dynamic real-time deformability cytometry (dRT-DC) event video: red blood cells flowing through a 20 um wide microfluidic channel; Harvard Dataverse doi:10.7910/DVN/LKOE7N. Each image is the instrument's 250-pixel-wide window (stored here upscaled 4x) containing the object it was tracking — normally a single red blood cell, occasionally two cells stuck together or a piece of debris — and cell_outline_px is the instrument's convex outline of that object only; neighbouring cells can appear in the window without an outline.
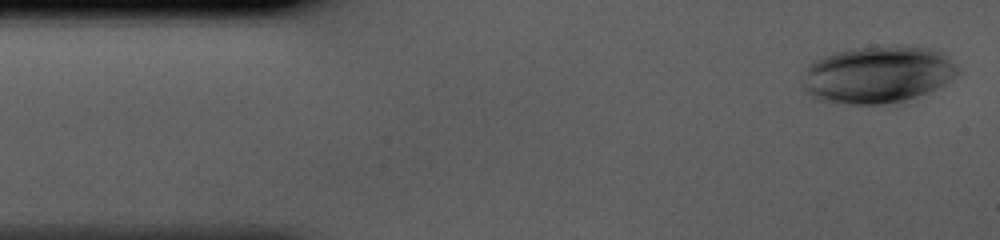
{"species": "human", "species_latin": "Homo sapiens", "temperature_condition": "cold", "stored_images_in_passage": 41, "camera_frame_rate_fps": 3000, "um_per_image_px": 0.085, "donor": {"sex": "male"}, "frame": {"image": 1, "passage_image": 1, "time_ms": 0.0, "image_size_px": [1000, 240], "cell_outline_px": [[956, 72], [948, 80], [928, 92], [904, 100], [884, 104], [848, 104], [816, 100], [804, 88], [804, 84], [808, 64], [832, 52], [852, 48], [896, 44], [904, 44], [932, 48], [948, 56], [956, 64]], "centroid_in_image_um": [74.59, 6.3], "position_along_channel_um": 10.4, "area_um2": 51.62}}
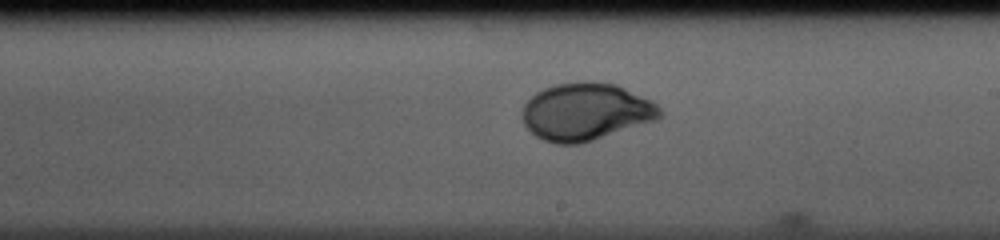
{"frame": {"image": 2, "passage_image": 23, "time_ms": 7.333, "image_size_px": [1000, 240], "cell_outline_px": [[664, 112], [656, 120], [580, 144], [556, 144], [544, 140], [536, 136], [524, 124], [520, 116], [520, 112], [524, 104], [536, 92], [544, 88], [556, 84], [584, 80], [592, 80], [616, 84], [652, 100]], "centroid_in_image_um": [49.78, 9.48], "position_along_channel_um": 239.2, "area_um2": 46.36}}
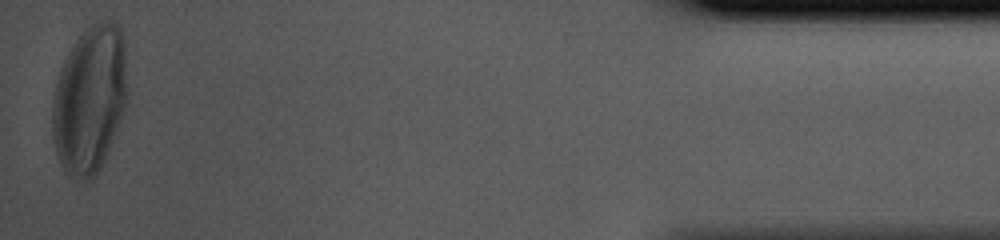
{"frame": {"image": 3, "passage_image": 41, "time_ms": 13.333, "image_size_px": [1000, 240], "cell_outline_px": [[128, 100], [104, 160], [96, 176], [88, 180], [84, 180], [68, 176], [64, 172], [60, 164], [56, 152], [52, 132], [52, 100], [56, 84], [64, 60], [76, 40], [92, 24], [104, 20], [112, 20], [120, 28], [124, 40]], "centroid_in_image_um": [7.63, 8.47], "position_along_channel_um": 427.6, "area_um2": 64.56}}